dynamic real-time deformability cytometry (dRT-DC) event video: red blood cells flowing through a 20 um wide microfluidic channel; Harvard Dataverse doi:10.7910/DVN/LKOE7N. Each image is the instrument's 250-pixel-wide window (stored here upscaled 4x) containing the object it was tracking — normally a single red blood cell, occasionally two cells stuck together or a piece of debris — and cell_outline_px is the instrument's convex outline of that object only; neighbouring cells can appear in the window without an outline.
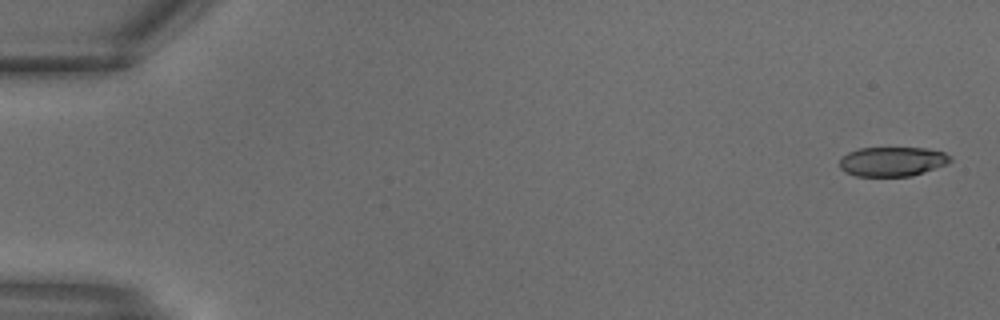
{"species": "common noctule bat (a hibernating species)", "species_latin": "Nyctalus noctula", "temperature_condition": "warm", "stored_images_in_passage": 15, "camera_frame_rate_fps": 3000, "um_per_image_px": 0.085, "animal": {"sex": "male", "body_mass_g": 18.8}, "frame": {"image": 1, "passage_image": 1, "time_ms": 0.0, "image_size_px": [1000, 320], "cell_outline_px": [[952, 160], [948, 164], [912, 176], [856, 176], [844, 172], [840, 168], [840, 160], [848, 152], [860, 148], [924, 148], [944, 152], [952, 156]], "centroid_in_image_um": [75.87, 13.73], "position_along_channel_um": 9.1, "area_um2": 19.07}}
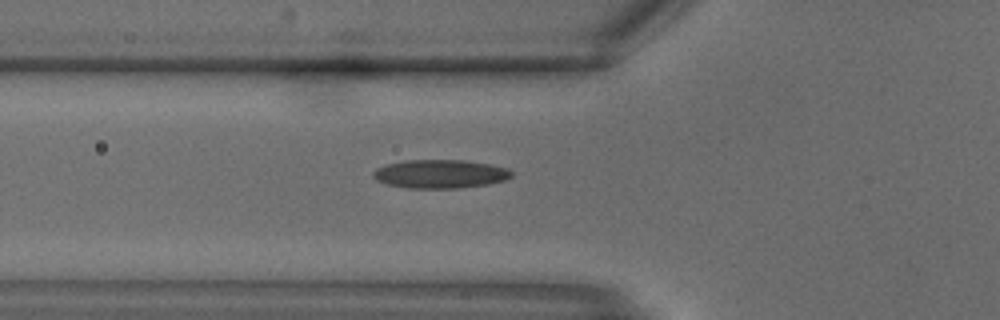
{"frame": {"image": 2, "passage_image": 11, "time_ms": 3.333, "image_size_px": [1000, 320], "cell_outline_px": [[512, 176], [504, 180], [488, 184], [460, 188], [408, 188], [388, 184], [376, 180], [372, 176], [372, 172], [376, 168], [388, 164], [404, 160], [464, 160], [488, 164], [508, 168], [512, 172]], "centroid_in_image_um": [37.4, 14.78], "position_along_channel_um": 88.4, "area_um2": 23.0}}
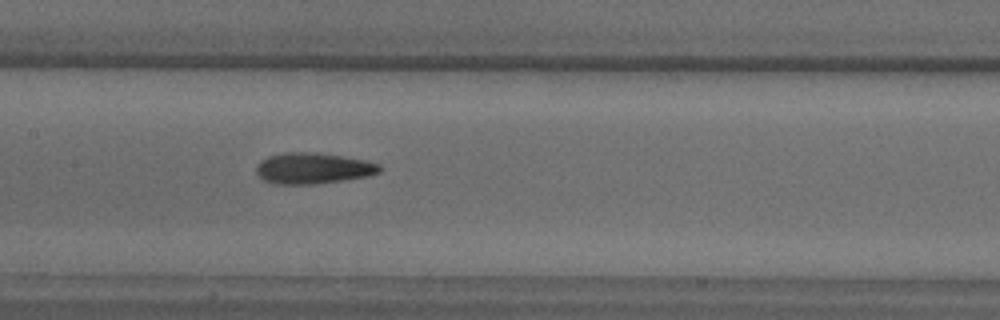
{"frame": {"image": 3, "passage_image": 15, "time_ms": 4.667, "image_size_px": [1000, 320], "cell_outline_px": [[384, 168], [380, 172], [368, 176], [344, 180], [316, 184], [272, 184], [264, 180], [256, 172], [256, 164], [260, 160], [268, 156], [284, 152], [316, 152], [364, 160], [380, 164]], "centroid_in_image_um": [26.6, 14.3], "position_along_channel_um": 180.8, "area_um2": 22.48}}